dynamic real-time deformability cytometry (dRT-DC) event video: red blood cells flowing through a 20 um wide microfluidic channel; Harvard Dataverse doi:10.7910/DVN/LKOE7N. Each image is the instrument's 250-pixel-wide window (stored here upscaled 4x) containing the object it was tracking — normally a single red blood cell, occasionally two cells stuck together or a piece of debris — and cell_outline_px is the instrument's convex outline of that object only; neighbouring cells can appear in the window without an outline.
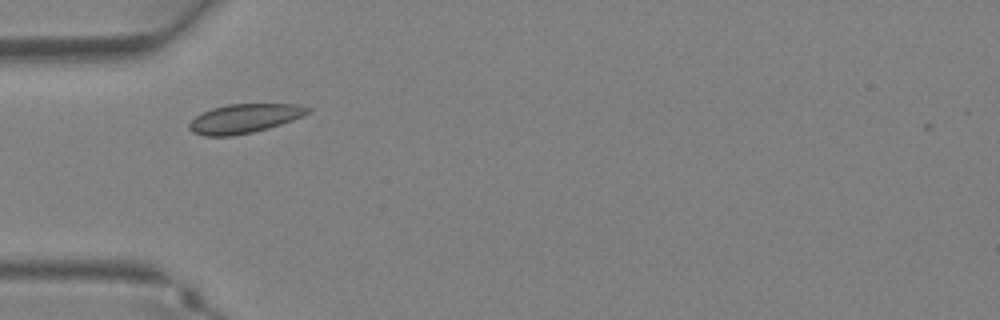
{"species": "Egyptian fruit bat (a non-hibernating species)", "species_latin": "Rousettus aegyptiacus", "temperature_condition": "warm", "stored_images_in_passage": 26, "camera_frame_rate_fps": 3000, "um_per_image_px": 0.085, "animal": {"sex": "female"}, "frame": {"image": 1, "passage_image": 1, "time_ms": 0.0, "image_size_px": [1000, 320], "cell_outline_px": [[312, 108], [308, 112], [292, 120], [268, 128], [252, 132], [232, 136], [204, 136], [192, 132], [188, 128], [188, 124], [196, 116], [212, 108], [228, 104], [300, 104]], "centroid_in_image_um": [20.75, 10.07], "position_along_channel_um": 64.3, "area_um2": 19.94}}
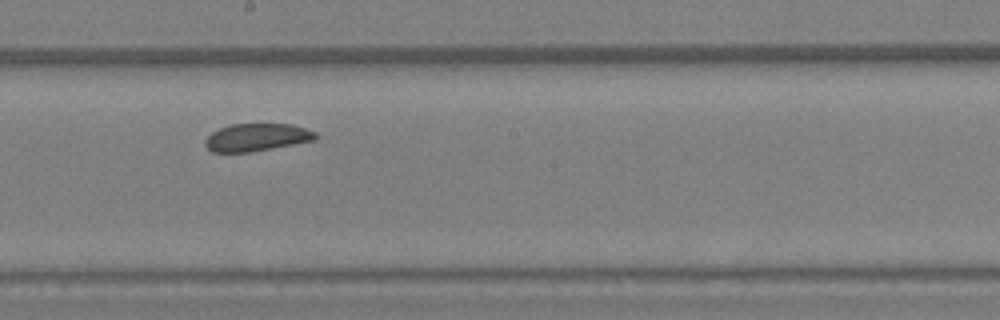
{"frame": {"image": 2, "passage_image": 10, "time_ms": 3.0, "image_size_px": [1000, 320], "cell_outline_px": [[316, 140], [252, 152], [212, 152], [204, 144], [204, 140], [212, 132], [220, 128], [232, 124], [292, 124], [316, 132]], "centroid_in_image_um": [21.82, 11.68], "position_along_channel_um": 226.4, "area_um2": 17.74}}
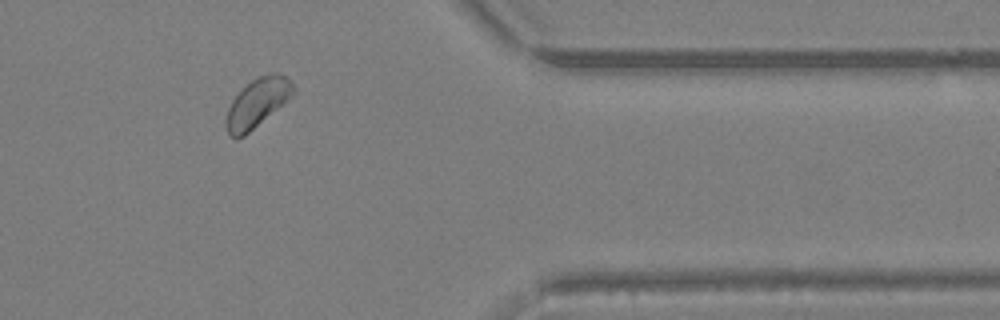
{"frame": {"image": 3, "passage_image": 20, "time_ms": 6.333, "image_size_px": [1000, 320], "cell_outline_px": [[296, 92], [288, 100], [244, 136], [236, 140], [228, 136], [224, 124], [224, 120], [228, 108], [232, 100], [256, 76], [272, 72], [276, 72], [284, 76], [296, 88]], "centroid_in_image_um": [21.84, 8.77], "position_along_channel_um": 389.6, "area_um2": 19.19}}